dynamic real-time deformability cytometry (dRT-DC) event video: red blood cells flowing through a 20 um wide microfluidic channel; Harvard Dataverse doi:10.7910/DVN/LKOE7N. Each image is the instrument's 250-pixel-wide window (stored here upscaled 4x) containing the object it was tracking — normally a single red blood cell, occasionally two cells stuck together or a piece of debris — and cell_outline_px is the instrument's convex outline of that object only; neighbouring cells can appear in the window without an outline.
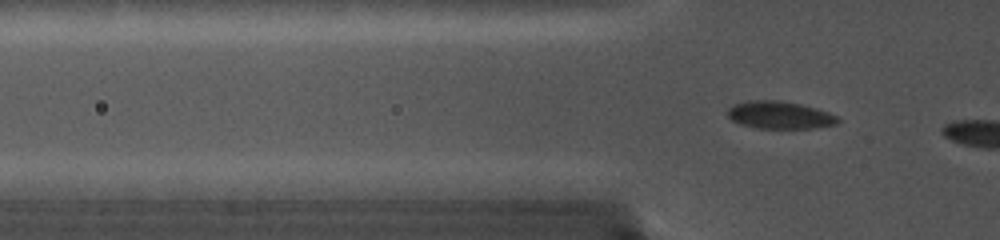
{"species": "common noctule bat (a hibernating species)", "species_latin": "Nyctalus noctula", "temperature_condition": "cold", "stored_images_in_passage": 10, "camera_frame_rate_fps": 5000, "um_per_image_px": 0.085, "animal": {"sex": "female", "body_mass_g": 19.0, "forearm_length_mm": 56.7}, "frame": {"image": 1, "passage_image": 7, "time_ms": 1.2, "image_size_px": [1000, 240], "cell_outline_px": [[840, 124], [812, 128], [756, 128], [740, 124], [732, 120], [728, 116], [728, 108], [732, 104], [748, 100], [780, 100], [800, 104], [816, 108], [828, 112], [836, 116], [840, 120]], "centroid_in_image_um": [66.27, 9.77], "position_along_channel_um": 59.5, "area_um2": 17.8}}